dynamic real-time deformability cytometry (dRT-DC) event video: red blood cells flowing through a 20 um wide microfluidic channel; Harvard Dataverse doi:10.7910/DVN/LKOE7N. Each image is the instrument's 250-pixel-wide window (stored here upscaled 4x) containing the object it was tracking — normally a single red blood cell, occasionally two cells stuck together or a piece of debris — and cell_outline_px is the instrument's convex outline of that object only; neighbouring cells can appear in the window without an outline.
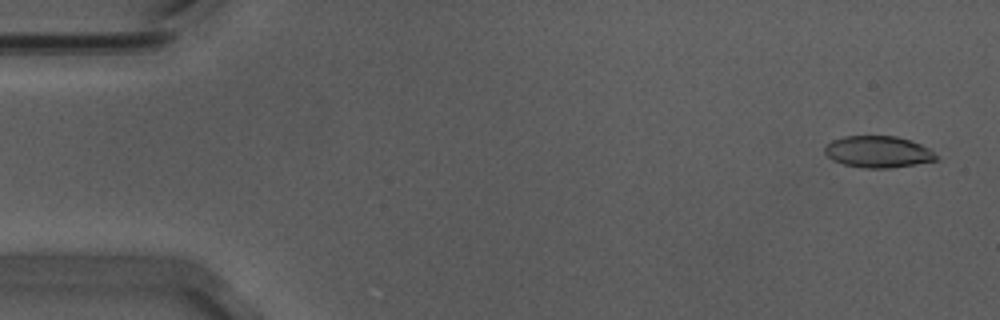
{"species": "Egyptian fruit bat (a non-hibernating species)", "species_latin": "Rousettus aegyptiacus", "temperature_condition": "warm", "stored_images_in_passage": 5, "camera_frame_rate_fps": 3000, "um_per_image_px": 0.085, "animal": {"sex": "male"}, "frame": {"image": 1, "passage_image": 3, "time_ms": 0.667, "image_size_px": [1000, 320], "cell_outline_px": [[940, 160], [916, 164], [888, 168], [864, 168], [844, 164], [832, 160], [824, 152], [824, 148], [832, 140], [844, 136], [896, 136], [912, 140], [932, 148], [940, 156]], "centroid_in_image_um": [74.73, 12.9], "position_along_channel_um": 10.3, "area_um2": 20.92}}